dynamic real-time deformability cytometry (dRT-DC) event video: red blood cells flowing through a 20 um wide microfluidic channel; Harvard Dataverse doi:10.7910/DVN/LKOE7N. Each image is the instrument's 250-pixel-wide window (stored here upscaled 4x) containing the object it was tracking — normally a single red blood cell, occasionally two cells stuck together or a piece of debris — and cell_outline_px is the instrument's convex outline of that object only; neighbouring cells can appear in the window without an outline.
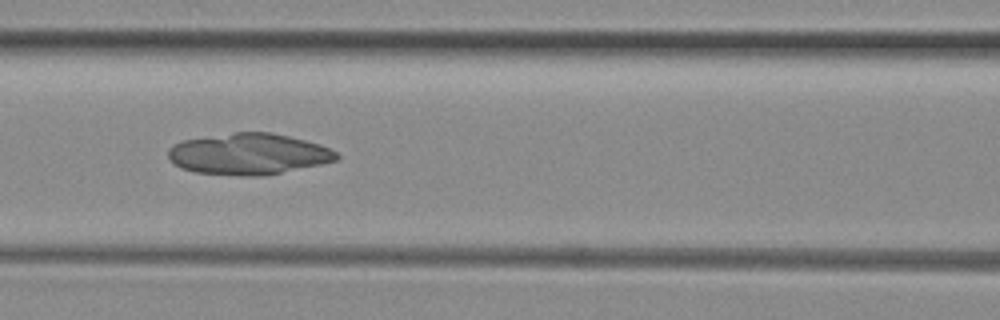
{"species": "common noctule bat (a hibernating species)", "species_latin": "Nyctalus noctula", "temperature_condition": "room temperature", "stored_images_in_passage": 51, "camera_frame_rate_fps": 3000, "um_per_image_px": 0.085, "animal": {"sex": "female", "body_mass_g": 29.2, "forearm_length_mm": 56.3}, "frame": {"image": 1, "passage_image": 22, "time_ms": 7.0, "image_size_px": [1000, 320], "cell_outline_px": [[340, 160], [264, 176], [236, 176], [196, 172], [180, 168], [168, 156], [168, 148], [184, 140], [236, 132], [272, 132], [320, 144], [336, 152], [340, 156]], "centroid_in_image_um": [21.16, 13.1], "position_along_channel_um": 145.4, "area_um2": 40.34}}
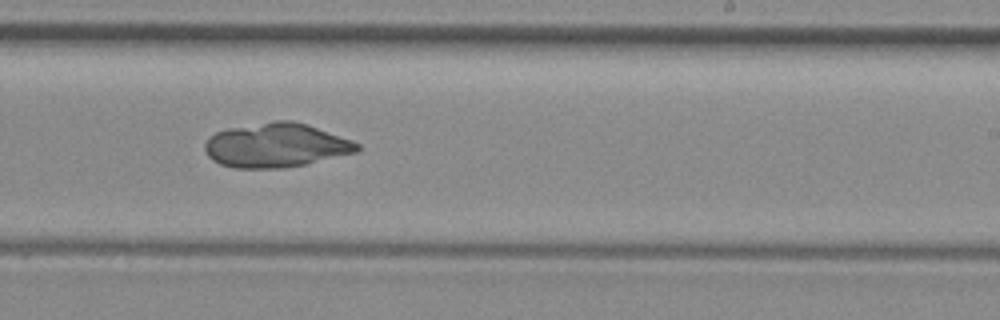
{"frame": {"image": 2, "passage_image": 31, "time_ms": 10.0, "image_size_px": [1000, 320], "cell_outline_px": [[360, 148], [356, 152], [304, 164], [284, 168], [232, 168], [220, 164], [212, 160], [208, 156], [204, 148], [204, 144], [208, 136], [216, 132], [228, 128], [276, 120], [292, 120], [352, 140], [360, 144]], "centroid_in_image_um": [23.4, 12.35], "position_along_channel_um": 265.6, "area_um2": 39.02}}
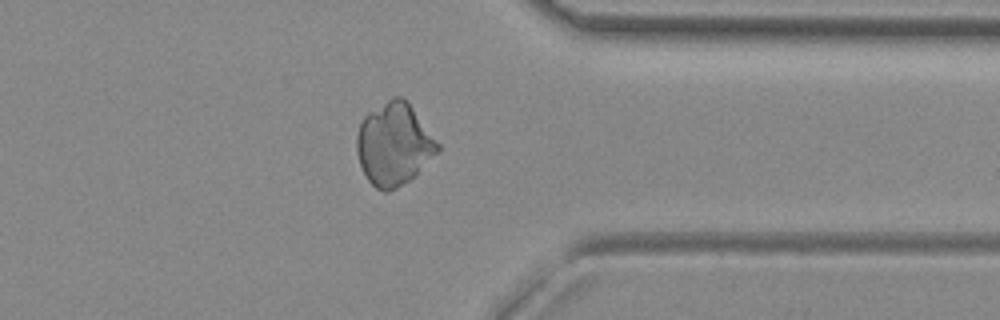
{"frame": {"image": 3, "passage_image": 40, "time_ms": 13.0, "image_size_px": [1000, 320], "cell_outline_px": [[440, 148], [408, 180], [396, 188], [388, 192], [384, 192], [376, 188], [368, 180], [360, 164], [356, 152], [356, 136], [360, 124], [364, 116], [368, 112], [388, 100], [396, 96], [400, 96], [412, 108], [440, 144]], "centroid_in_image_um": [33.44, 12.26], "position_along_channel_um": 378.0, "area_um2": 37.92}}